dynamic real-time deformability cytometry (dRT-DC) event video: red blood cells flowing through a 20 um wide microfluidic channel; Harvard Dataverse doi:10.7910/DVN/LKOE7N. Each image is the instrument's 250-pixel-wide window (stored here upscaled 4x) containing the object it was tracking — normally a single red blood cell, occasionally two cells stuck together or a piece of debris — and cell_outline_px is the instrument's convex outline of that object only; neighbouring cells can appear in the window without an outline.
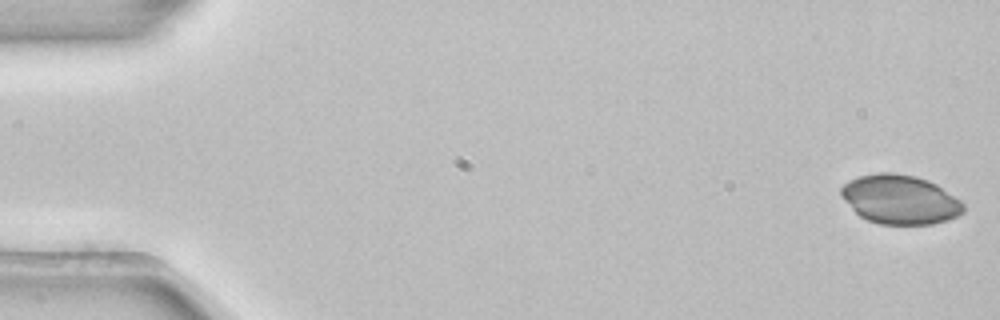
{"species": "common noctule bat (a hibernating species)", "species_latin": "Nyctalus noctula", "temperature_condition": "room temperature", "stored_images_in_passage": 53, "camera_frame_rate_fps": 3000, "um_per_image_px": 0.085, "animal": {"sex": "female", "body_mass_g": 22.7, "forearm_length_mm": 54.2}, "frame": {"image": 1, "passage_image": 1, "time_ms": 0.0, "image_size_px": [1000, 320], "cell_outline_px": [[964, 212], [948, 220], [932, 224], [880, 224], [868, 220], [860, 216], [840, 196], [840, 188], [848, 180], [860, 176], [876, 172], [892, 172], [916, 176], [928, 180], [936, 184], [960, 200], [964, 204]], "centroid_in_image_um": [76.49, 16.94], "position_along_channel_um": 8.5, "area_um2": 35.08}}